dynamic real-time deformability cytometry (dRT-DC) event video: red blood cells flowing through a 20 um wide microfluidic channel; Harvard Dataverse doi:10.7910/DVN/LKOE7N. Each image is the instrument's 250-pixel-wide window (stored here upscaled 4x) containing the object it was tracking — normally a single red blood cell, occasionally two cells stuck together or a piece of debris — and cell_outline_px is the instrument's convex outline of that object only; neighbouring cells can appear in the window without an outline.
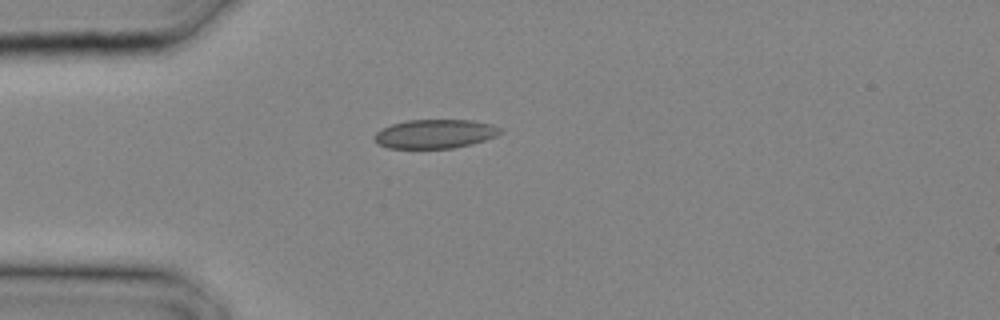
{"species": "common noctule bat (a hibernating species)", "species_latin": "Nyctalus noctula", "temperature_condition": "cold", "stored_images_in_passage": 7, "camera_frame_rate_fps": 3000, "um_per_image_px": 0.085, "animal": {"sex": "male", "body_mass_g": 20.4}, "frame": {"image": 1, "passage_image": 1, "time_ms": 0.0, "image_size_px": [1000, 320], "cell_outline_px": [[504, 132], [496, 136], [472, 144], [452, 148], [388, 148], [380, 144], [376, 140], [376, 132], [392, 124], [408, 120], [472, 120], [492, 124], [504, 128]], "centroid_in_image_um": [37.07, 11.37], "position_along_channel_um": 47.9, "area_um2": 21.15}}